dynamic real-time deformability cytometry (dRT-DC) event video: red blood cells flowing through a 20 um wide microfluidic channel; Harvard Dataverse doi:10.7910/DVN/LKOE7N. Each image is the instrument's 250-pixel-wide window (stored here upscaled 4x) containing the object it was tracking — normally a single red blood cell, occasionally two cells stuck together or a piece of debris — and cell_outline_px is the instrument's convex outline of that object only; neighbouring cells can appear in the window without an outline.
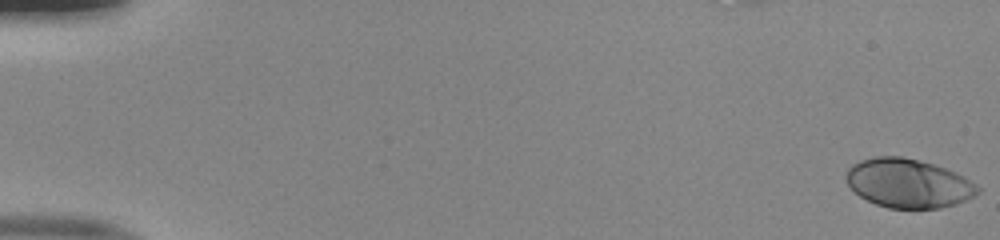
{"species": "human", "species_latin": "Homo sapiens", "temperature_condition": "room temperature", "stored_images_in_passage": 52, "camera_frame_rate_fps": 3000, "um_per_image_px": 0.085, "donor": {"sex": "male"}, "frame": {"image": 1, "passage_image": 1, "time_ms": 0.0, "image_size_px": [1000, 240], "cell_outline_px": [[980, 192], [956, 204], [940, 208], [888, 208], [876, 204], [860, 196], [848, 184], [844, 176], [848, 168], [852, 164], [860, 160], [876, 156], [900, 156], [932, 164], [944, 168], [964, 176], [976, 184], [980, 188]], "centroid_in_image_um": [77.18, 15.58], "position_along_channel_um": 7.8, "area_um2": 37.28}}
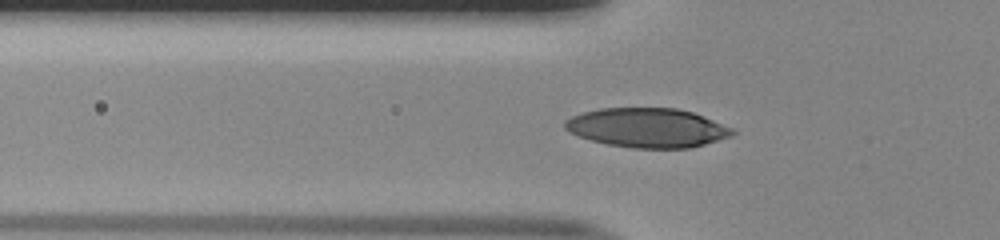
{"frame": {"image": 2, "passage_image": 19, "time_ms": 6.0, "image_size_px": [1000, 240], "cell_outline_px": [[736, 132], [732, 136], [692, 148], [632, 148], [608, 144], [592, 140], [580, 136], [564, 128], [564, 120], [580, 112], [600, 108], [676, 108], [692, 112], [732, 128]], "centroid_in_image_um": [55.02, 10.86], "position_along_channel_um": 70.8, "area_um2": 38.26}}
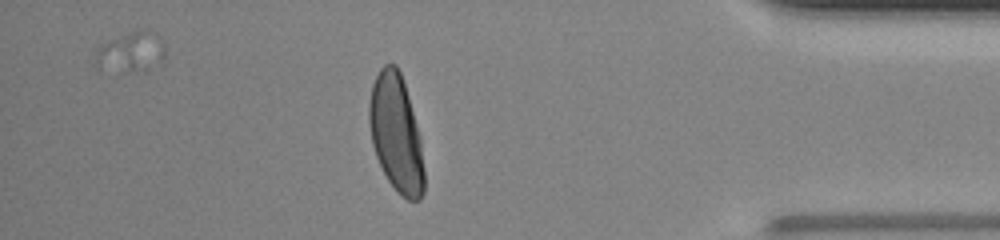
{"frame": {"image": 3, "passage_image": 46, "time_ms": 15.0, "image_size_px": [1000, 240], "cell_outline_px": [[424, 192], [420, 200], [408, 200], [400, 196], [388, 180], [376, 156], [372, 144], [368, 120], [368, 104], [372, 84], [380, 68], [384, 64], [396, 64], [400, 72], [408, 96], [420, 136], [424, 168]], "centroid_in_image_um": [33.66, 11.35], "position_along_channel_um": 401.5, "area_um2": 37.63}, "authors_computed_cell_mechanics": {"area_um2": 37.7145, "velocity_mm_per_s": 4.0173, "shape_relaxation_time_tau1_ms": 3.1752, "shape_relaxation_time_tau2_ms": null, "deformation_change_tau1": 0.1865, "deformation_change_tau2": null}}